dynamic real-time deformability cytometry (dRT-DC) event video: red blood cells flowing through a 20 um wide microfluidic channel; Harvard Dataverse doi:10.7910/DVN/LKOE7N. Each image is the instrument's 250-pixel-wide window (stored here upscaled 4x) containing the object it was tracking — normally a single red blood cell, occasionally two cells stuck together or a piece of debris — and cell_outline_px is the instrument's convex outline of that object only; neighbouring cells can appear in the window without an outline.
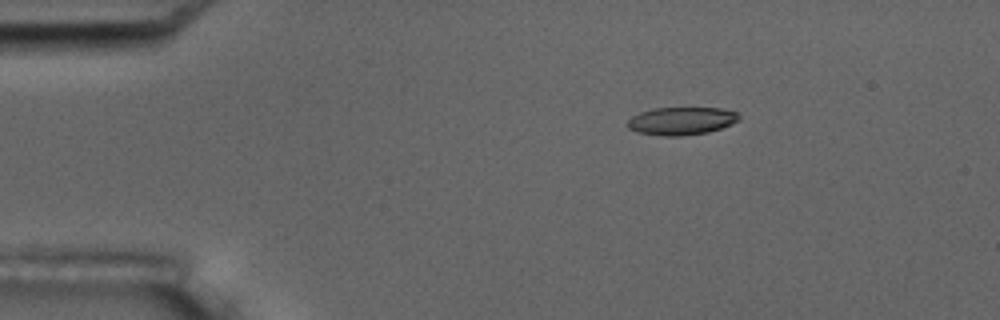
{"species": "common noctule bat (a hibernating species)", "species_latin": "Nyctalus noctula", "temperature_condition": "room temperature", "stored_images_in_passage": 3, "camera_frame_rate_fps": 3000, "um_per_image_px": 0.085, "animal": {"sex": "male", "body_mass_g": 17.5, "forearm_length_mm": 52.3}, "frame": {"image": 1, "passage_image": 1, "time_ms": 0.0, "image_size_px": [1000, 320], "cell_outline_px": [[740, 120], [732, 124], [708, 132], [680, 136], [660, 136], [636, 132], [628, 128], [628, 120], [632, 116], [640, 112], [652, 108], [720, 108], [736, 112], [740, 116]], "centroid_in_image_um": [57.91, 10.28], "position_along_channel_um": 27.1, "area_um2": 18.15}}